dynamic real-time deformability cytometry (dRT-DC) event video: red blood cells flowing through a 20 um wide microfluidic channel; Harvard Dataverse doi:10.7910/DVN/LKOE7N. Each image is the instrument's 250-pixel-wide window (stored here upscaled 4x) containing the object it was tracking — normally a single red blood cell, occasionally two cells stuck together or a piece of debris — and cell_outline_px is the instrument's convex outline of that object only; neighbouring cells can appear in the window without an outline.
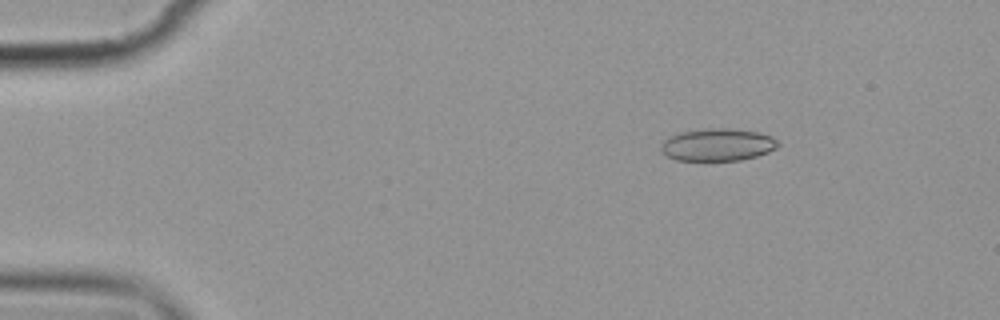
{"species": "common noctule bat (a hibernating species)", "species_latin": "Nyctalus noctula", "temperature_condition": "cold", "stored_images_in_passage": 10, "camera_frame_rate_fps": 3000, "um_per_image_px": 0.085, "animal": {"sex": "female", "body_mass_g": 19.9}, "frame": {"image": 1, "passage_image": 2, "time_ms": 1.0, "image_size_px": [1000, 320], "cell_outline_px": [[780, 144], [776, 148], [768, 152], [756, 156], [740, 160], [676, 160], [668, 156], [660, 148], [664, 140], [672, 136], [684, 132], [712, 128], [724, 128], [760, 132], [772, 136]], "centroid_in_image_um": [61.05, 12.3], "position_along_channel_um": 24.0, "area_um2": 21.73}}
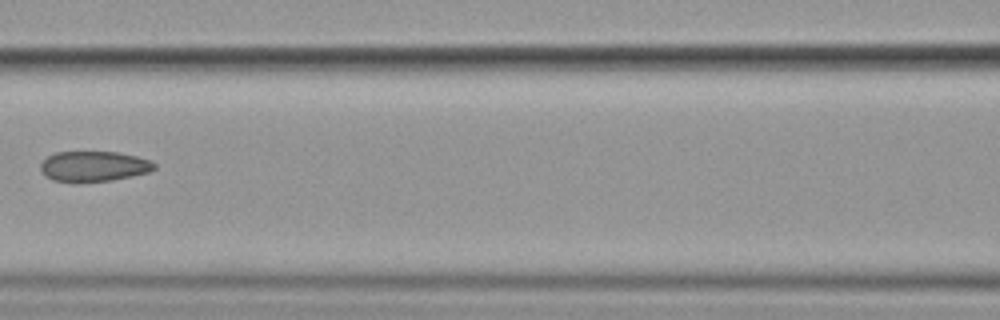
{"frame": {"image": 2, "passage_image": 7, "time_ms": 7.0, "image_size_px": [1000, 320], "cell_outline_px": [[156, 168], [148, 172], [132, 176], [112, 180], [76, 184], [72, 184], [52, 180], [44, 176], [40, 172], [40, 164], [48, 156], [56, 152], [120, 152], [136, 156], [148, 160], [156, 164]], "centroid_in_image_um": [7.91, 14.17], "position_along_channel_um": 158.7, "area_um2": 20.63}}
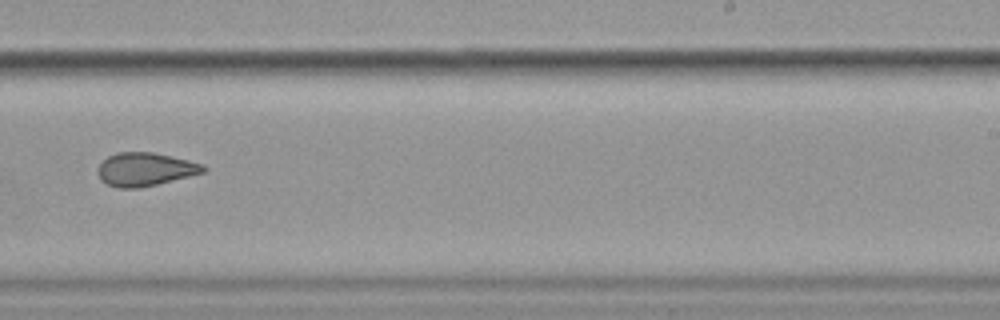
{"frame": {"image": 3, "passage_image": 10, "time_ms": 10.333, "image_size_px": [1000, 320], "cell_outline_px": [[208, 168], [204, 172], [156, 184], [136, 188], [120, 188], [108, 184], [100, 180], [96, 172], [100, 164], [108, 156], [116, 152], [152, 152], [172, 156], [204, 164]], "centroid_in_image_um": [12.32, 14.38], "position_along_channel_um": 276.7, "area_um2": 20.4}}